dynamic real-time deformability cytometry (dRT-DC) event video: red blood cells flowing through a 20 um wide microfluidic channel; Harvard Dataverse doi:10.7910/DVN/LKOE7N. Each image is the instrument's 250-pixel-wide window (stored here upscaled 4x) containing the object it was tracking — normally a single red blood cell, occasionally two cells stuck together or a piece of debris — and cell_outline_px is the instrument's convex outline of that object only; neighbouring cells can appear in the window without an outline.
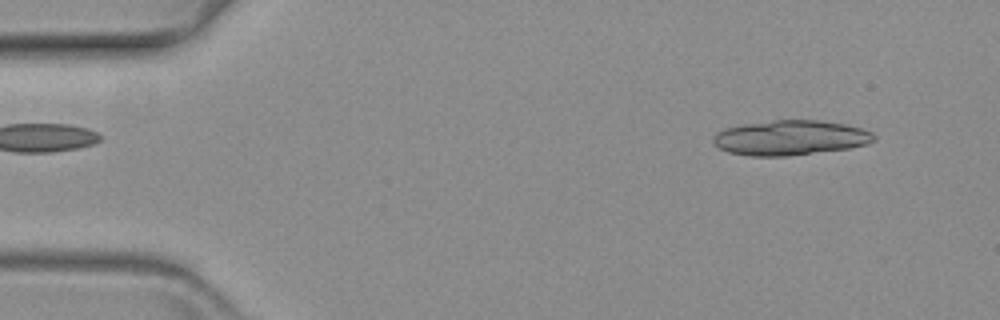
{"species": "common noctule bat (a hibernating species)", "species_latin": "Nyctalus noctula", "temperature_condition": "warm", "stored_images_in_passage": 55, "segment_of_instrument_passage": [1, 2], "camera_frame_rate_fps": 3000, "um_per_image_px": 0.085, "animal": {"sex": "female", "body_mass_g": 19.3, "forearm_length_mm": 54.1}, "frame": {"image": 1, "passage_image": 1, "time_ms": 0.0, "image_size_px": [1000, 320], "cell_outline_px": [[876, 140], [868, 144], [848, 148], [788, 156], [748, 156], [728, 152], [720, 148], [712, 140], [712, 136], [716, 132], [724, 128], [744, 124], [772, 120], [820, 120], [848, 124], [872, 132], [876, 136]], "centroid_in_image_um": [67.18, 11.7], "position_along_channel_um": 17.8, "area_um2": 32.89}}